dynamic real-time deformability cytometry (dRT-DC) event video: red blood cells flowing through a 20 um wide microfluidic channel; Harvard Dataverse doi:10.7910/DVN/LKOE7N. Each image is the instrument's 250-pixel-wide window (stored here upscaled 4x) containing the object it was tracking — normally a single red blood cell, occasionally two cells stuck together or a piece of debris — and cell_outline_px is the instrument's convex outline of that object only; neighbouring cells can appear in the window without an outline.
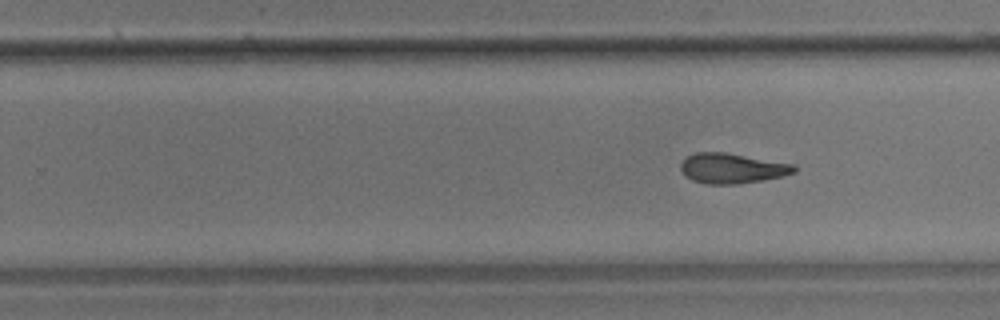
{"species": "common noctule bat (a hibernating species)", "species_latin": "Nyctalus noctula", "temperature_condition": "room temperature", "stored_images_in_passage": 12, "segment_of_instrument_passage": [2, 2], "camera_frame_rate_fps": 3000, "um_per_image_px": 0.085, "animal": {"sex": "male", "body_mass_g": 17.9}, "frame": {"image": 1, "passage_image": 12, "time_ms": 3.667, "image_size_px": [1000, 320], "cell_outline_px": [[796, 172], [764, 180], [736, 184], [704, 184], [692, 180], [684, 176], [680, 168], [680, 164], [688, 156], [696, 152], [724, 152], [796, 164]], "centroid_in_image_um": [62.22, 14.31], "position_along_channel_um": 267.6, "area_um2": 20.0}}